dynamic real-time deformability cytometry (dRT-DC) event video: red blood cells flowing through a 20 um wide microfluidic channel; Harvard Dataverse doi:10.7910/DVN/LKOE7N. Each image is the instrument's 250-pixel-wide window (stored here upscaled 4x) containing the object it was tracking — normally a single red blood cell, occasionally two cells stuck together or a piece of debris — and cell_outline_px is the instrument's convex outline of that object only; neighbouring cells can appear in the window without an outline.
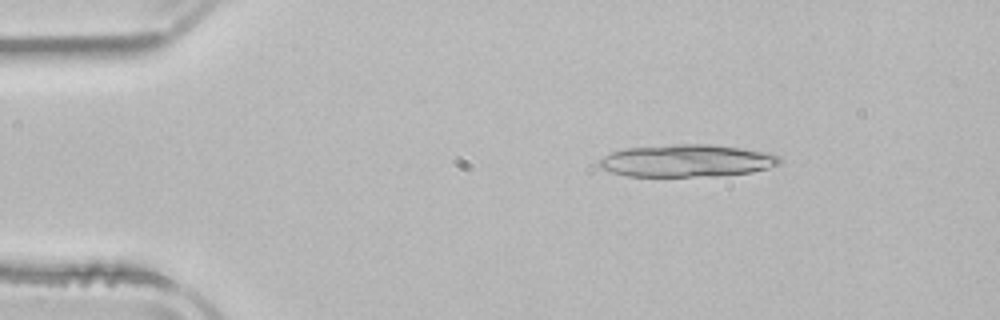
{"species": "common noctule bat (a hibernating species)", "species_latin": "Nyctalus noctula", "temperature_condition": "room temperature", "stored_images_in_passage": 4, "camera_frame_rate_fps": 3000, "um_per_image_px": 0.085, "animal": {"sex": "male", "body_mass_g": 21.5, "forearm_length_mm": 52.0}, "frame": {"image": 1, "passage_image": 2, "time_ms": 1.333, "image_size_px": [1000, 320], "cell_outline_px": [[780, 164], [768, 168], [752, 172], [724, 176], [628, 176], [612, 172], [600, 168], [596, 164], [596, 160], [612, 152], [624, 148], [672, 144], [712, 144], [772, 152], [780, 156]], "centroid_in_image_um": [58.39, 13.65], "position_along_channel_um": 26.6, "area_um2": 34.62}}
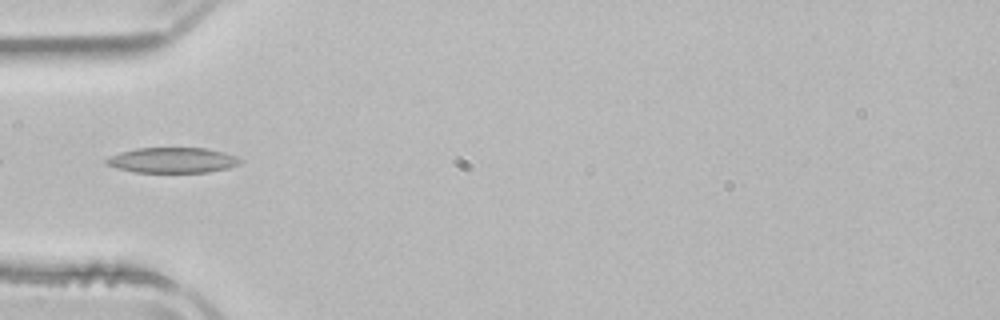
{"frame": {"image": 2, "passage_image": 4, "time_ms": 4.333, "image_size_px": [1000, 320], "cell_outline_px": [[244, 160], [240, 164], [228, 168], [208, 172], [136, 172], [116, 168], [104, 164], [104, 160], [108, 156], [120, 152], [136, 148], [208, 148], [224, 152], [236, 156]], "centroid_in_image_um": [14.65, 13.61], "position_along_channel_um": 70.3, "area_um2": 20.0}}